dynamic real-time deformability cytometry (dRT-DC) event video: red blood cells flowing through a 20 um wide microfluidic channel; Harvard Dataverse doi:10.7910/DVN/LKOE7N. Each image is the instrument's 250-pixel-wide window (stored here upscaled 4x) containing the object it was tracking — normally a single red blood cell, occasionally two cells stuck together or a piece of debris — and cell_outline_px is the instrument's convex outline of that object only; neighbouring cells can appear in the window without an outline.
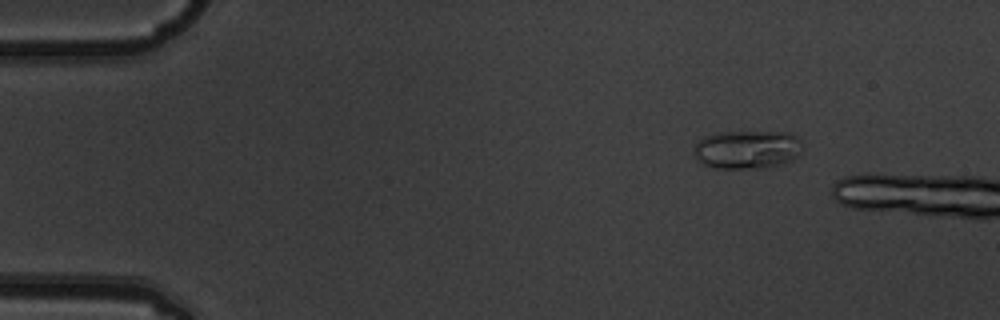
{"species": "common noctule bat (a hibernating species)", "species_latin": "Nyctalus noctula", "temperature_condition": "warm", "stored_images_in_passage": 2, "camera_frame_rate_fps": 3000, "um_per_image_px": 0.085, "animal": {"sex": "male", "body_mass_g": 19.5, "forearm_length_mm": 54.6}, "frame": {"image": 1, "passage_image": 1, "time_ms": 0.0, "image_size_px": [1000, 320], "cell_outline_px": [[800, 152], [792, 160], [784, 164], [768, 168], [716, 168], [704, 164], [696, 160], [696, 144], [704, 136], [720, 132], [792, 132], [800, 140]], "centroid_in_image_um": [63.54, 12.71], "position_along_channel_um": 21.5, "area_um2": 24.33}}